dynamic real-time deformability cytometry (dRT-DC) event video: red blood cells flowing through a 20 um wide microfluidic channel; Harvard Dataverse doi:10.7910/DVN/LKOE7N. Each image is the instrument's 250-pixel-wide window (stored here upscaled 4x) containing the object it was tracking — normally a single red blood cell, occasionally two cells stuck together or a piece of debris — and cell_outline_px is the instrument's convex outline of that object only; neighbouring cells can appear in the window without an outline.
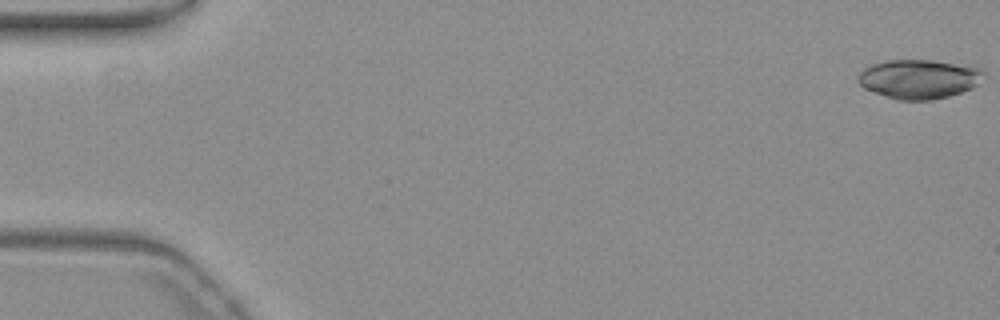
{"species": "common noctule bat (a hibernating species)", "species_latin": "Nyctalus noctula", "temperature_condition": "warm", "stored_images_in_passage": 55, "camera_frame_rate_fps": 3000, "um_per_image_px": 0.085, "animal": {"sex": "female", "body_mass_g": 19.3, "forearm_length_mm": 54.1}, "frame": {"image": 1, "passage_image": 1, "time_ms": 0.0, "image_size_px": [1000, 320], "cell_outline_px": [[984, 72], [976, 84], [972, 88], [948, 96], [928, 100], [896, 100], [864, 88], [856, 80], [860, 72], [864, 68], [872, 64], [888, 60], [932, 60], [980, 68]], "centroid_in_image_um": [78.05, 6.72], "position_along_channel_um": 6.9, "area_um2": 28.32}}